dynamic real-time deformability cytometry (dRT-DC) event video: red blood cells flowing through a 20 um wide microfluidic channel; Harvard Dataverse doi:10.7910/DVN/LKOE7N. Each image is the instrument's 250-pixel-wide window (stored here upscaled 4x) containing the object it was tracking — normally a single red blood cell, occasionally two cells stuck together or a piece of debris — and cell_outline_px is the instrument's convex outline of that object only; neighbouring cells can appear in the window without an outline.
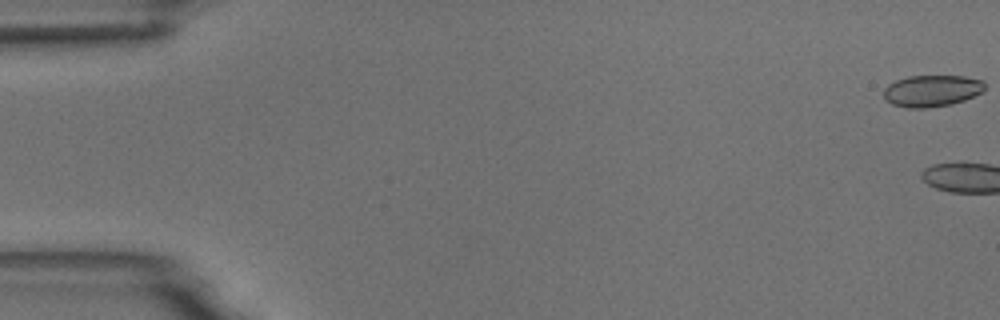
{"species": "common noctule bat (a hibernating species)", "species_latin": "Nyctalus noctula", "temperature_condition": "room temperature", "stored_images_in_passage": 6, "camera_frame_rate_fps": 3000, "um_per_image_px": 0.085, "animal": {"sex": "male", "body_mass_g": 18.8}, "frame": {"image": 1, "passage_image": 1, "time_ms": 0.0, "image_size_px": [1000, 320], "cell_outline_px": [[984, 88], [980, 92], [964, 100], [952, 104], [928, 108], [908, 108], [892, 104], [884, 96], [884, 88], [888, 84], [896, 80], [908, 76], [964, 76], [984, 80]], "centroid_in_image_um": [79.19, 7.71], "position_along_channel_um": 5.8, "area_um2": 18.55}}